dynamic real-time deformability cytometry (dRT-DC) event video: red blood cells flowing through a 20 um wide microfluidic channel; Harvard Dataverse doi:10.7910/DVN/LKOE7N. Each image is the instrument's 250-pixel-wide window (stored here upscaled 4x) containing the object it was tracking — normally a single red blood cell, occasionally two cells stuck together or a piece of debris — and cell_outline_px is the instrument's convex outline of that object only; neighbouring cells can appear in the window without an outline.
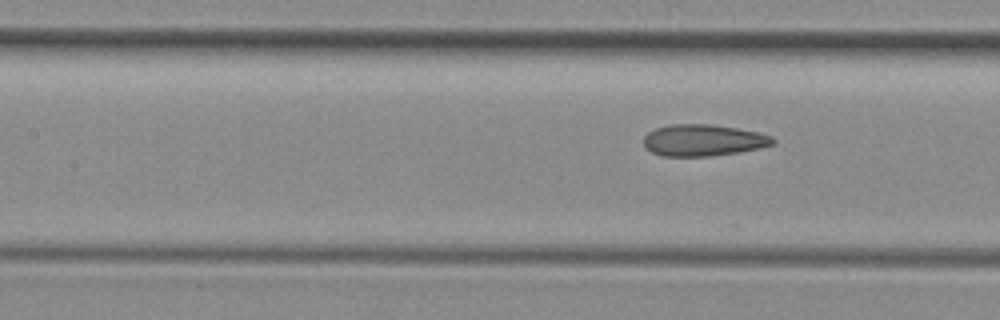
{"species": "common noctule bat (a hibernating species)", "species_latin": "Nyctalus noctula", "temperature_condition": "room temperature", "stored_images_in_passage": 4, "camera_frame_rate_fps": 3000, "um_per_image_px": 0.085, "animal": {"sex": "female", "body_mass_g": 29.2, "forearm_length_mm": 56.3}, "frame": {"image": 1, "passage_image": 4, "time_ms": 1.0, "image_size_px": [1000, 320], "cell_outline_px": [[776, 140], [772, 144], [760, 148], [712, 156], [660, 156], [652, 152], [644, 144], [644, 136], [648, 132], [656, 128], [668, 124], [712, 124], [736, 128], [756, 132], [772, 136]], "centroid_in_image_um": [59.75, 11.91], "position_along_channel_um": 147.6, "area_um2": 23.7}}